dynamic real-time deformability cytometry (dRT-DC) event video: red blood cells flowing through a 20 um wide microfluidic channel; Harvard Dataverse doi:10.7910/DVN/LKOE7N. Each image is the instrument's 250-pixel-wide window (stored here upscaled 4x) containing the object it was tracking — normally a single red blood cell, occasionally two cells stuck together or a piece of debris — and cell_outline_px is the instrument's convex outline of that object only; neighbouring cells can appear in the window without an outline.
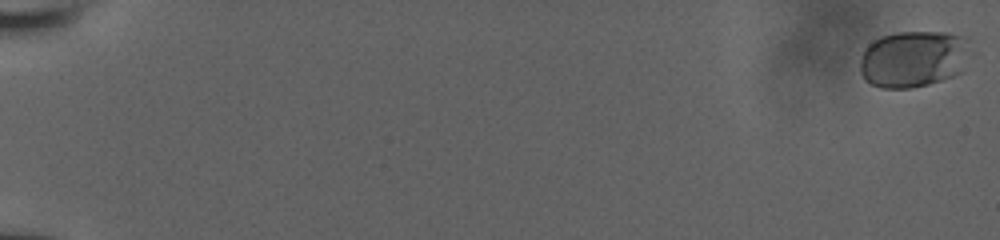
{"species": "human", "species_latin": "Homo sapiens", "temperature_condition": "room temperature", "stored_images_in_passage": 86, "camera_frame_rate_fps": 3000, "um_per_image_px": 0.085, "donor": {"sex": "male"}, "frame": {"image": 1, "passage_image": 1, "time_ms": 0.0, "image_size_px": [1000, 240], "cell_outline_px": [[968, 36], [960, 72], [952, 76], [928, 84], [912, 88], [880, 88], [864, 80], [860, 72], [860, 56], [864, 48], [868, 44], [880, 36], [896, 32], [948, 32]], "centroid_in_image_um": [77.54, 5.0], "position_along_channel_um": 7.5, "area_um2": 36.3}}
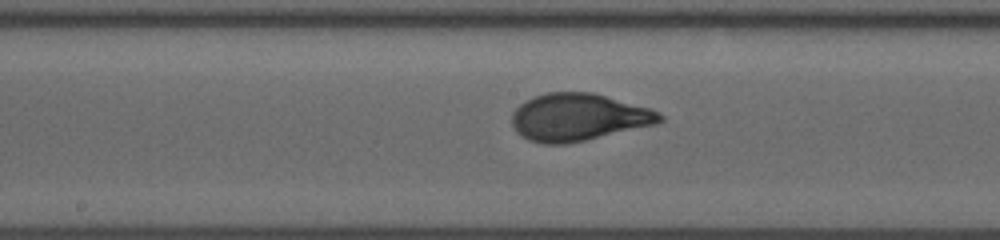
{"frame": {"image": 2, "passage_image": 46, "time_ms": 11.0, "image_size_px": [1000, 240], "cell_outline_px": [[664, 120], [656, 124], [568, 144], [540, 144], [528, 140], [516, 132], [512, 124], [512, 112], [520, 104], [536, 96], [548, 92], [592, 92], [648, 108], [664, 116]], "centroid_in_image_um": [49.13, 9.98], "position_along_channel_um": 199.1, "area_um2": 40.58}}
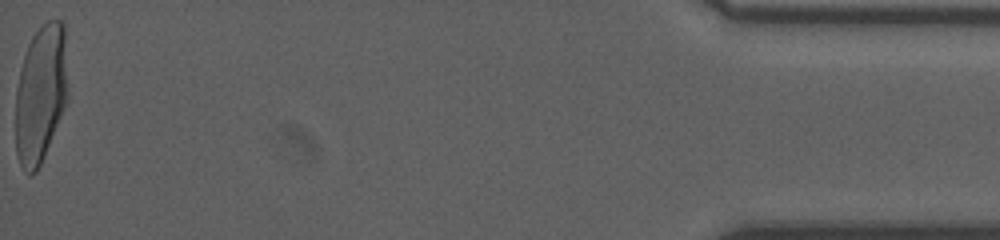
{"frame": {"image": 3, "passage_image": 85, "time_ms": 19.333, "image_size_px": [1000, 240], "cell_outline_px": [[64, 108], [44, 156], [36, 172], [28, 176], [24, 172], [20, 164], [16, 152], [16, 88], [20, 68], [28, 44], [32, 36], [48, 20], [60, 20], [64, 24]], "centroid_in_image_um": [3.39, 8.04], "position_along_channel_um": 431.8, "area_um2": 40.81}, "authors_computed_cell_mechanics": {"area_um2": 39.7664, "velocity_mm_per_s": 3.8334, "shape_relaxation_time_tau1_ms": 3.8659, "shape_relaxation_time_tau2_ms": null, "deformation_change_tau1": 0.1791, "deformation_change_tau2": null}}